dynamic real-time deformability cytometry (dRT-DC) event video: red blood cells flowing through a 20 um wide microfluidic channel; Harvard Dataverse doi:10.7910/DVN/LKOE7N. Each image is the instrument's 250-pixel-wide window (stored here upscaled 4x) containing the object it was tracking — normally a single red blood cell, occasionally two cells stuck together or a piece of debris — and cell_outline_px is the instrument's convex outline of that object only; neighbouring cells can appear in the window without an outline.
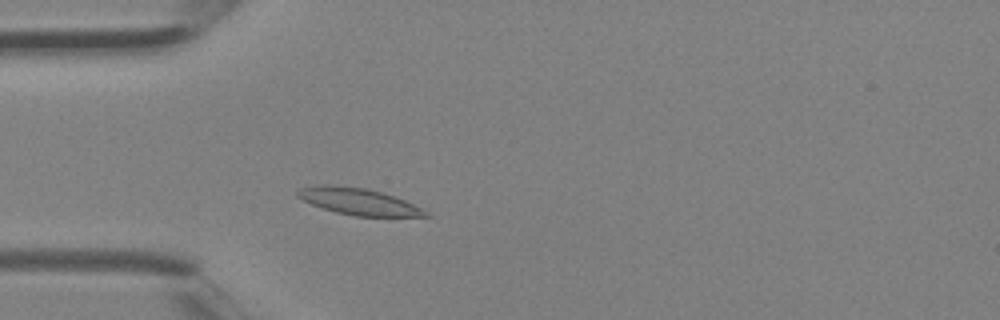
{"species": "Egyptian fruit bat (a non-hibernating species)", "species_latin": "Rousettus aegyptiacus", "temperature_condition": "room temperature", "stored_images_in_passage": 30, "camera_frame_rate_fps": 3000, "um_per_image_px": 0.085, "animal": {"sex": "female"}, "frame": {"image": 1, "passage_image": 2, "time_ms": 0.333, "image_size_px": [1000, 320], "cell_outline_px": [[432, 216], [356, 216], [336, 212], [312, 204], [296, 196], [296, 192], [300, 188], [316, 184], [328, 184], [368, 188], [404, 200], [428, 212]], "centroid_in_image_um": [30.42, 17.11], "position_along_channel_um": 54.6, "area_um2": 19.65}}
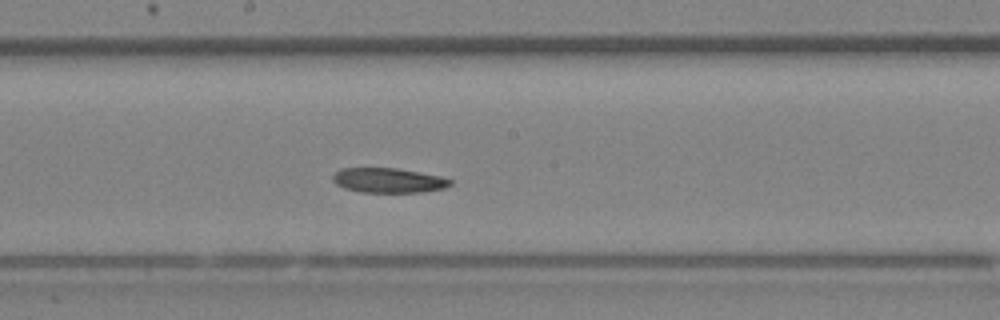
{"frame": {"image": 2, "passage_image": 12, "time_ms": 3.667, "image_size_px": [1000, 320], "cell_outline_px": [[452, 184], [444, 188], [424, 192], [360, 192], [344, 188], [336, 184], [332, 180], [332, 176], [340, 168], [396, 168], [440, 176], [452, 180]], "centroid_in_image_um": [33.0, 15.33], "position_along_channel_um": 215.2, "area_um2": 16.94}}
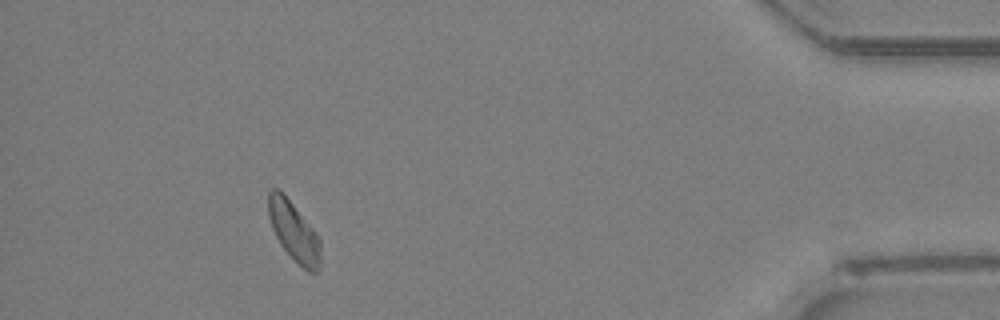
{"frame": {"image": 3, "passage_image": 27, "time_ms": 8.667, "image_size_px": [1000, 320], "cell_outline_px": [[320, 268], [316, 272], [308, 272], [280, 244], [272, 228], [268, 216], [268, 192], [272, 188], [280, 188], [320, 236]], "centroid_in_image_um": [24.98, 19.62], "position_along_channel_um": 410.2, "area_um2": 18.15}}